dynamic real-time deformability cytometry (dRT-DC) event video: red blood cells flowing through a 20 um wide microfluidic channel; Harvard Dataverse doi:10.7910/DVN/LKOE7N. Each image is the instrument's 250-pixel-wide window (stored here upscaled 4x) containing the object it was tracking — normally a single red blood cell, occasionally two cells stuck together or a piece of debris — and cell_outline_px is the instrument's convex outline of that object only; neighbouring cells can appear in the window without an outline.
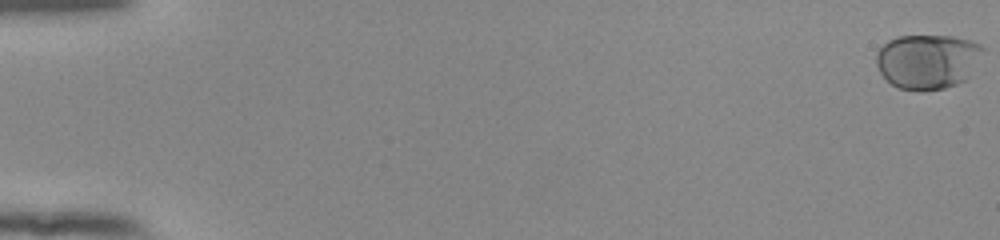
{"species": "human", "species_latin": "Homo sapiens", "temperature_condition": "room temperature", "stored_images_in_passage": 55, "camera_frame_rate_fps": 3000, "um_per_image_px": 0.085, "donor": {"sex": "female"}, "frame": {"image": 1, "passage_image": 1, "time_ms": 0.0, "image_size_px": [1000, 240], "cell_outline_px": [[984, 48], [968, 80], [944, 88], [920, 92], [900, 88], [892, 84], [880, 72], [876, 64], [876, 52], [888, 40], [896, 36], [952, 36], [972, 40], [980, 44]], "centroid_in_image_um": [78.85, 5.22], "position_along_channel_um": 6.1, "area_um2": 34.28}}
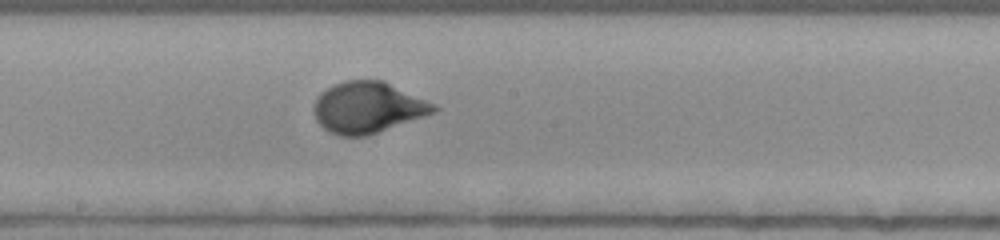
{"frame": {"image": 2, "passage_image": 32, "time_ms": 10.333, "image_size_px": [1000, 240], "cell_outline_px": [[440, 108], [436, 112], [368, 136], [336, 136], [328, 132], [316, 120], [312, 108], [320, 92], [332, 84], [344, 80], [384, 80], [436, 104]], "centroid_in_image_um": [31.25, 9.13], "position_along_channel_um": 216.9, "area_um2": 36.24}}
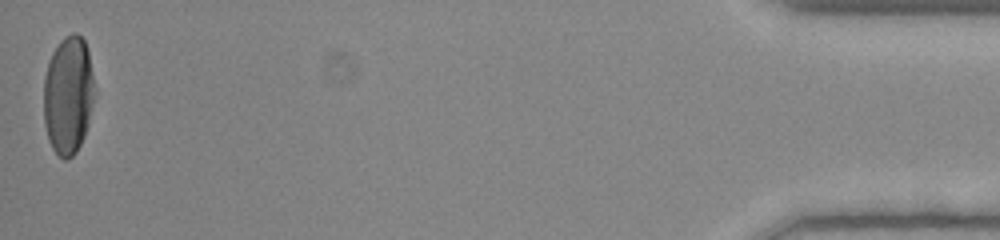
{"frame": {"image": 3, "passage_image": 55, "time_ms": 18.0, "image_size_px": [1000, 240], "cell_outline_px": [[96, 92], [88, 124], [84, 136], [76, 152], [68, 160], [64, 160], [52, 148], [48, 140], [44, 124], [44, 76], [52, 52], [60, 40], [64, 36], [72, 32], [76, 32], [84, 40], [88, 52], [96, 88]], "centroid_in_image_um": [5.81, 8.08], "position_along_channel_um": 429.4, "area_um2": 35.49}, "authors_computed_cell_mechanics": {"area_um2": 33.9864, "velocity_mm_per_s": 3.8905, "shape_relaxation_time_tau1_ms": 2.936, "shape_relaxation_time_tau2_ms": null, "deformation_change_tau1": 0.1626, "deformation_change_tau2": null}}